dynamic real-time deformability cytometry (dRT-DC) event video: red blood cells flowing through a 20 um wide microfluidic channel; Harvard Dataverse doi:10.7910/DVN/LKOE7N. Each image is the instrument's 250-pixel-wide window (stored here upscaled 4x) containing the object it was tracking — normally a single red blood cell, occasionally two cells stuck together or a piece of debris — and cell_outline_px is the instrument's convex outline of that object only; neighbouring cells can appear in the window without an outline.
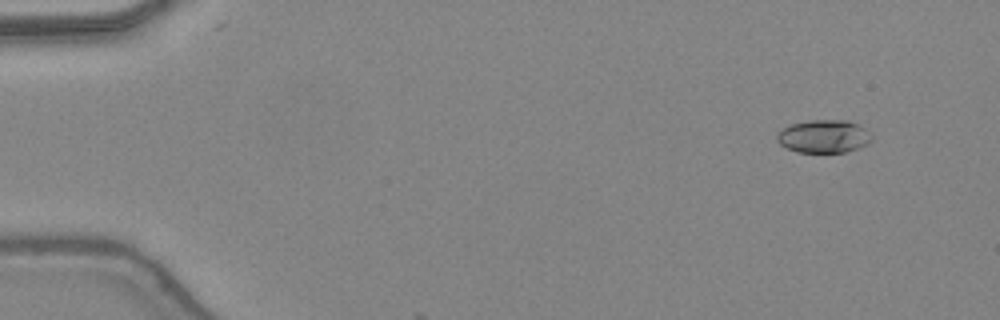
{"species": "common noctule bat (a hibernating species)", "species_latin": "Nyctalus noctula", "temperature_condition": "warm", "stored_images_in_passage": 8, "camera_frame_rate_fps": 3000, "um_per_image_px": 0.085, "animal": {"sex": "female", "body_mass_g": 24.6, "forearm_length_mm": 56.2}, "frame": {"image": 1, "passage_image": 5, "time_ms": 1.333, "image_size_px": [1000, 320], "cell_outline_px": [[872, 140], [868, 144], [860, 148], [844, 152], [796, 152], [780, 144], [776, 140], [776, 136], [784, 128], [792, 124], [808, 120], [848, 120], [860, 124], [872, 136]], "centroid_in_image_um": [70.06, 11.59], "position_along_channel_um": 14.9, "area_um2": 18.26}}